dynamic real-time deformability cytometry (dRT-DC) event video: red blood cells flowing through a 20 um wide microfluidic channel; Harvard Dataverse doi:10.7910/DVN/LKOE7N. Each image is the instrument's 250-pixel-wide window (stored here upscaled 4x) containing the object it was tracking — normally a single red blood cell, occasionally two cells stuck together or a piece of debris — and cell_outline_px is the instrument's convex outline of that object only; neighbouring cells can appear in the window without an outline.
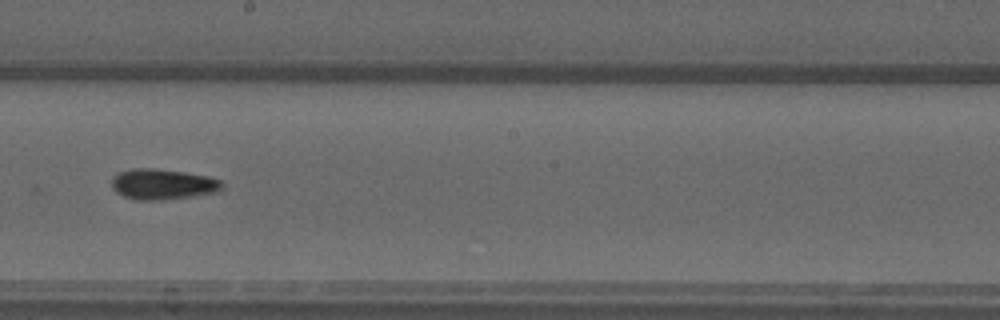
{"species": "common noctule bat (a hibernating species)", "species_latin": "Nyctalus noctula", "temperature_condition": "warm", "stored_images_in_passage": 33, "camera_frame_rate_fps": 3000, "um_per_image_px": 0.085, "animal": {"sex": "male", "forearm_length_mm": 52.5}, "frame": {"image": 1, "passage_image": 16, "time_ms": 5.0, "image_size_px": [1000, 320], "cell_outline_px": [[224, 188], [220, 192], [192, 196], [160, 200], [136, 200], [124, 196], [116, 192], [112, 188], [112, 176], [120, 172], [132, 168], [152, 168], [184, 172], [208, 176], [220, 180], [224, 184]], "centroid_in_image_um": [13.85, 15.66], "position_along_channel_um": 234.3, "area_um2": 19.83}}
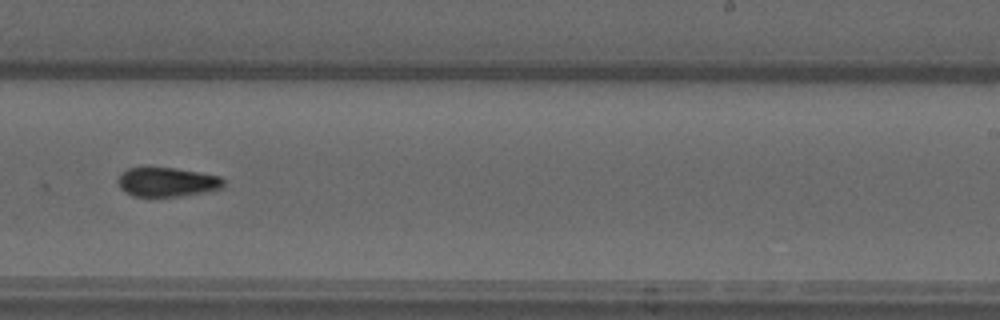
{"frame": {"image": 2, "passage_image": 19, "time_ms": 6.0, "image_size_px": [1000, 320], "cell_outline_px": [[224, 188], [208, 192], [180, 196], [132, 196], [124, 192], [120, 188], [116, 180], [120, 172], [128, 168], [172, 168], [200, 172], [220, 176], [224, 180]], "centroid_in_image_um": [14.2, 15.48], "position_along_channel_um": 274.8, "area_um2": 18.21}}